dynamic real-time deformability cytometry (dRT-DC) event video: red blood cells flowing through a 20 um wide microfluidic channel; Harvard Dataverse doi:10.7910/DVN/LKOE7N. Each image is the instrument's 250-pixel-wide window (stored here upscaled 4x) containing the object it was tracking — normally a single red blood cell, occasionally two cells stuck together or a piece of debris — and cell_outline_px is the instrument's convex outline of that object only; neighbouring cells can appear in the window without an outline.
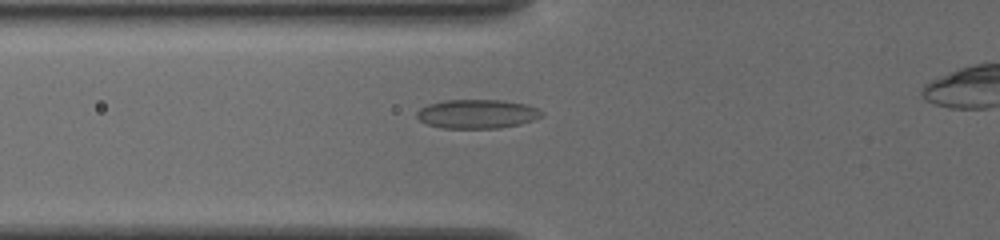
{"species": "common noctule bat (a hibernating species)", "species_latin": "Nyctalus noctula", "temperature_condition": "cold", "stored_images_in_passage": 33, "camera_frame_rate_fps": 3000, "um_per_image_px": 0.085, "animal": {"sex": "female", "body_mass_g": 19.5, "forearm_length_mm": 54.1}, "frame": {"image": 1, "passage_image": 3, "time_ms": 0.667, "image_size_px": [1000, 240], "cell_outline_px": [[544, 116], [520, 124], [500, 128], [444, 128], [428, 124], [420, 120], [416, 116], [416, 112], [420, 108], [428, 104], [444, 100], [504, 100], [528, 104], [544, 112]], "centroid_in_image_um": [40.58, 9.68], "position_along_channel_um": 85.2, "area_um2": 21.21}}
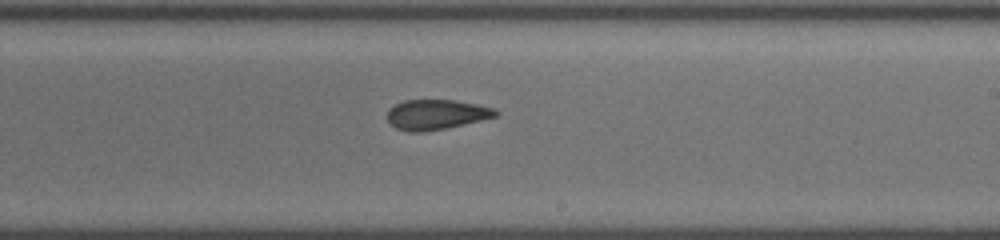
{"frame": {"image": 2, "passage_image": 16, "time_ms": 5.0, "image_size_px": [1000, 240], "cell_outline_px": [[500, 112], [496, 116], [480, 120], [444, 128], [424, 132], [408, 132], [396, 128], [388, 124], [388, 108], [404, 100], [456, 100], [496, 108]], "centroid_in_image_um": [37.05, 9.73], "position_along_channel_um": 251.9, "area_um2": 18.96}}
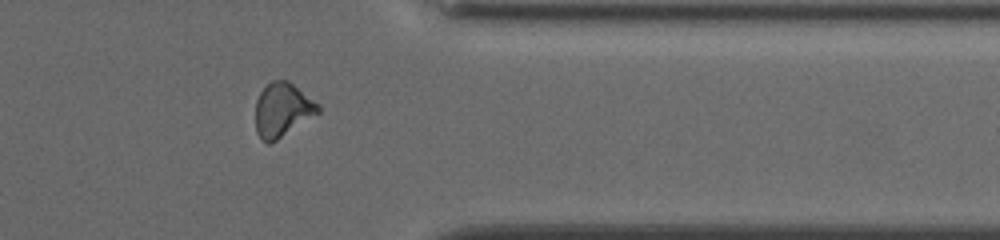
{"frame": {"image": 3, "passage_image": 27, "time_ms": 8.667, "image_size_px": [1000, 240], "cell_outline_px": [[320, 112], [276, 140], [268, 144], [256, 132], [256, 100], [260, 92], [272, 80], [288, 80], [320, 104]], "centroid_in_image_um": [24.02, 9.31], "position_along_channel_um": 387.4, "area_um2": 19.48}}